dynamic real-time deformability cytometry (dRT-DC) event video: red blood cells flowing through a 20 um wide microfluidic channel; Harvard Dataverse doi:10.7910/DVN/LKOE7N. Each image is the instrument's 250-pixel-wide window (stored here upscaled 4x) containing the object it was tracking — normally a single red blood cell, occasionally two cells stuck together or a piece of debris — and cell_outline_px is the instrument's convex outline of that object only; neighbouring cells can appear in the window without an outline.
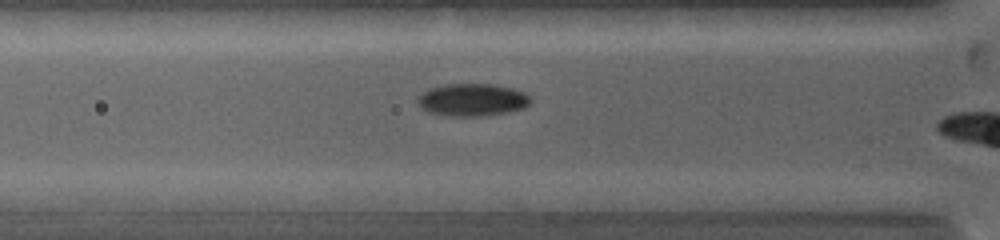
{"species": "common noctule bat (a hibernating species)", "species_latin": "Nyctalus noctula", "temperature_condition": "warm", "stored_images_in_passage": 8, "camera_frame_rate_fps": 5000, "um_per_image_px": 0.085, "animal": {"sex": "female", "body_mass_g": 19.0, "forearm_length_mm": 53.3}, "frame": {"image": 1, "passage_image": 4, "time_ms": 1.2, "image_size_px": [1000, 240], "cell_outline_px": [[532, 100], [524, 108], [508, 112], [480, 116], [448, 116], [428, 112], [420, 104], [420, 96], [428, 88], [444, 84], [496, 84], [512, 88], [524, 92]], "centroid_in_image_um": [40.18, 8.48], "position_along_channel_um": 85.6, "area_um2": 21.21}}
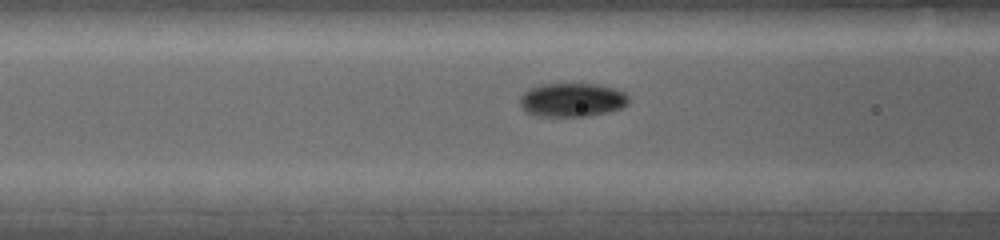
{"frame": {"image": 2, "passage_image": 6, "time_ms": 2.0, "image_size_px": [1000, 240], "cell_outline_px": [[628, 104], [620, 108], [608, 112], [588, 116], [540, 116], [524, 112], [520, 104], [520, 96], [528, 88], [540, 84], [596, 84], [612, 88], [624, 92], [628, 96]], "centroid_in_image_um": [48.59, 8.49], "position_along_channel_um": 118.0, "area_um2": 21.44}}